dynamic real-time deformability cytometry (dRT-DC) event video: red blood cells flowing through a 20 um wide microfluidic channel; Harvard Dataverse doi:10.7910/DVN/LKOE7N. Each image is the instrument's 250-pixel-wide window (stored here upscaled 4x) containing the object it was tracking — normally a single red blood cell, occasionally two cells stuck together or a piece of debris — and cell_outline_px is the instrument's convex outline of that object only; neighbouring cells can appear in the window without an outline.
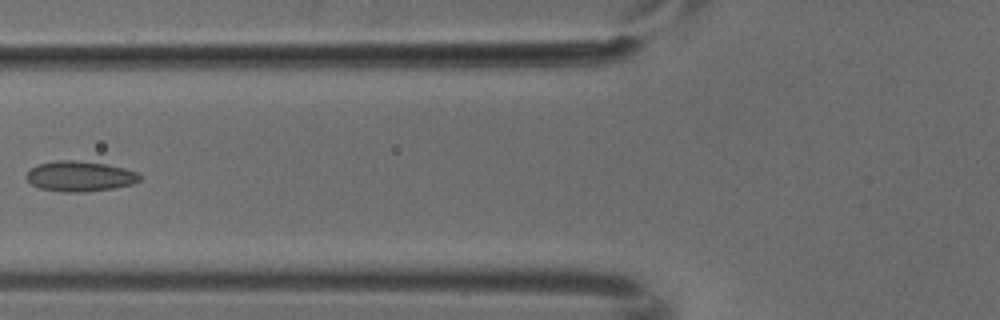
{"species": "common noctule bat (a hibernating species)", "species_latin": "Nyctalus noctula", "temperature_condition": "cold", "stored_images_in_passage": 7, "camera_frame_rate_fps": 3000, "um_per_image_px": 0.085, "animal": {"sex": "male", "body_mass_g": 18.8}, "frame": {"image": 1, "passage_image": 5, "time_ms": 1.333, "image_size_px": [1000, 320], "cell_outline_px": [[140, 180], [132, 184], [112, 188], [84, 192], [64, 192], [40, 188], [32, 184], [24, 176], [32, 168], [40, 164], [60, 160], [72, 160], [108, 164], [124, 168], [136, 172], [140, 176]], "centroid_in_image_um": [6.79, 14.98], "position_along_channel_um": 119.0, "area_um2": 19.77}}
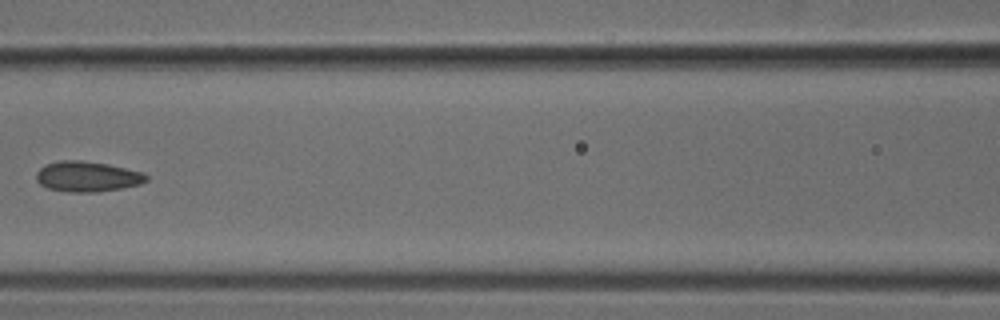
{"frame": {"image": 2, "passage_image": 6, "time_ms": 1.667, "image_size_px": [1000, 320], "cell_outline_px": [[148, 180], [140, 184], [120, 188], [96, 192], [72, 192], [48, 188], [40, 184], [36, 180], [36, 172], [40, 168], [48, 164], [60, 160], [80, 160], [108, 164], [140, 172], [148, 176]], "centroid_in_image_um": [7.4, 15.0], "position_along_channel_um": 159.2, "area_um2": 19.25}}
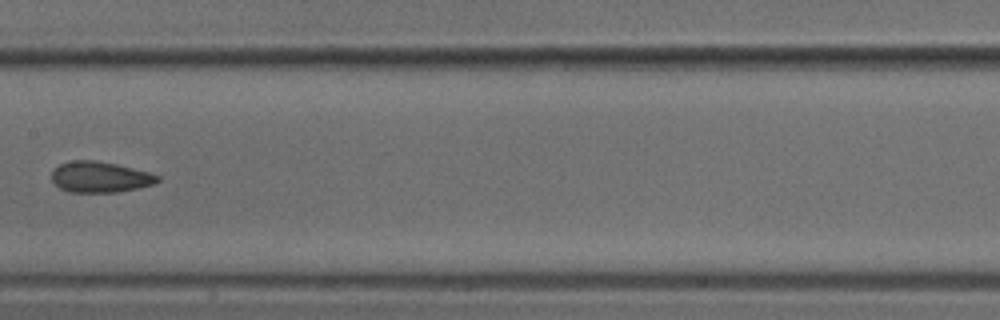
{"frame": {"image": 3, "passage_image": 7, "time_ms": 2.0, "image_size_px": [1000, 320], "cell_outline_px": [[160, 180], [152, 184], [136, 188], [116, 192], [68, 192], [60, 188], [52, 180], [52, 168], [60, 164], [72, 160], [92, 160], [116, 164], [148, 172], [160, 176]], "centroid_in_image_um": [8.46, 15.04], "position_along_channel_um": 198.9, "area_um2": 18.9}}